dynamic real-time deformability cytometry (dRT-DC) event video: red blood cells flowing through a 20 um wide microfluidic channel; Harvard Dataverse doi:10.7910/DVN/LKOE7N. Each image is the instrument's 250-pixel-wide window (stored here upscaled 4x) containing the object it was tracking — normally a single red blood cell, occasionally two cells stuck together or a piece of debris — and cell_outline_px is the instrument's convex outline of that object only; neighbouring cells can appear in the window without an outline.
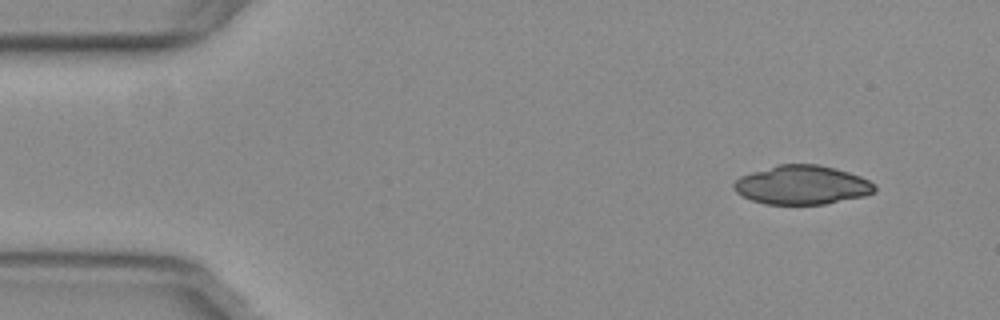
{"species": "common noctule bat (a hibernating species)", "species_latin": "Nyctalus noctula", "temperature_condition": "warm", "stored_images_in_passage": 49, "camera_frame_rate_fps": 3000, "um_per_image_px": 0.085, "animal": {"sex": "female", "body_mass_g": 29.2, "forearm_length_mm": 56.3}, "frame": {"image": 1, "passage_image": 1, "time_ms": 0.0, "image_size_px": [1000, 320], "cell_outline_px": [[876, 192], [864, 196], [824, 204], [764, 204], [752, 200], [736, 192], [732, 188], [732, 184], [740, 176], [776, 164], [820, 164], [836, 168], [860, 176], [876, 184]], "centroid_in_image_um": [68.17, 15.71], "position_along_channel_um": 16.8, "area_um2": 32.14}}